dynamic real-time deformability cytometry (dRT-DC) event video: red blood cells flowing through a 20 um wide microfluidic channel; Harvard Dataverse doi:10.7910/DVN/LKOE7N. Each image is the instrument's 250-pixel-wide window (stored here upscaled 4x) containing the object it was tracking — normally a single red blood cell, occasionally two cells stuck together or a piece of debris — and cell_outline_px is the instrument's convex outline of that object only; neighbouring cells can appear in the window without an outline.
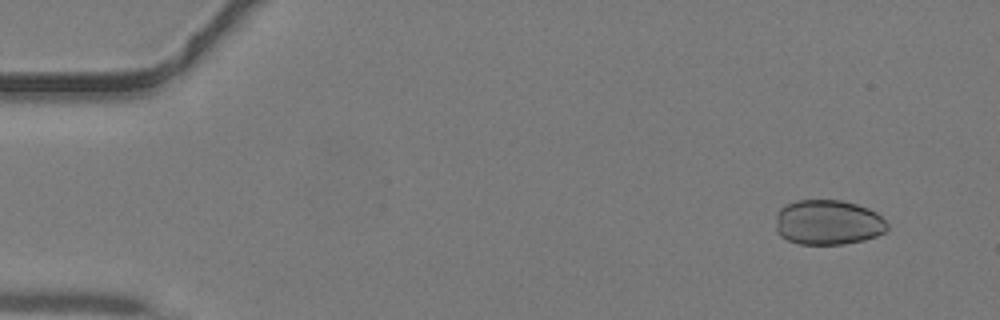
{"species": "common noctule bat (a hibernating species)", "species_latin": "Nyctalus noctula", "temperature_condition": "warm", "stored_images_in_passage": 44, "camera_frame_rate_fps": 3000, "um_per_image_px": 0.085, "animal": {"sex": "male", "body_mass_g": 19.2, "forearm_length_mm": 51.8}, "frame": {"image": 1, "passage_image": 4, "time_ms": 1.0, "image_size_px": [1000, 320], "cell_outline_px": [[888, 228], [884, 232], [876, 236], [864, 240], [844, 244], [800, 244], [788, 240], [780, 236], [776, 232], [776, 212], [784, 204], [796, 200], [840, 200], [856, 204], [868, 208], [876, 212], [888, 224]], "centroid_in_image_um": [70.35, 18.9], "position_along_channel_um": 14.7, "area_um2": 29.48}}
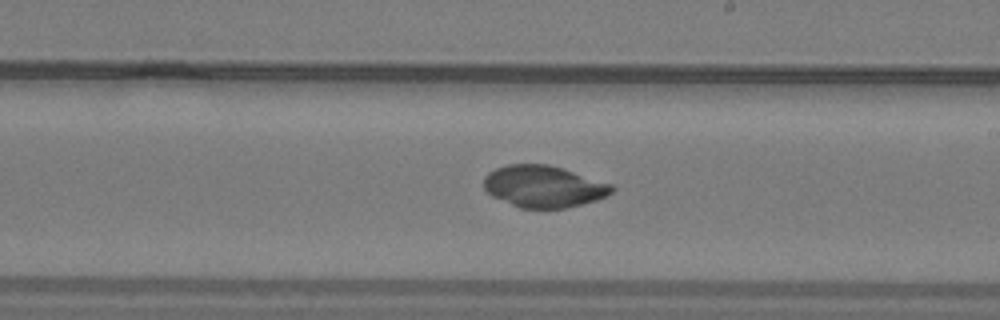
{"frame": {"image": 2, "passage_image": 26, "time_ms": 8.333, "image_size_px": [1000, 320], "cell_outline_px": [[616, 188], [612, 192], [596, 200], [564, 208], [520, 208], [492, 196], [484, 188], [484, 176], [488, 172], [496, 168], [508, 164], [548, 164], [612, 184]], "centroid_in_image_um": [46.18, 15.84], "position_along_channel_um": 242.8, "area_um2": 30.92}}
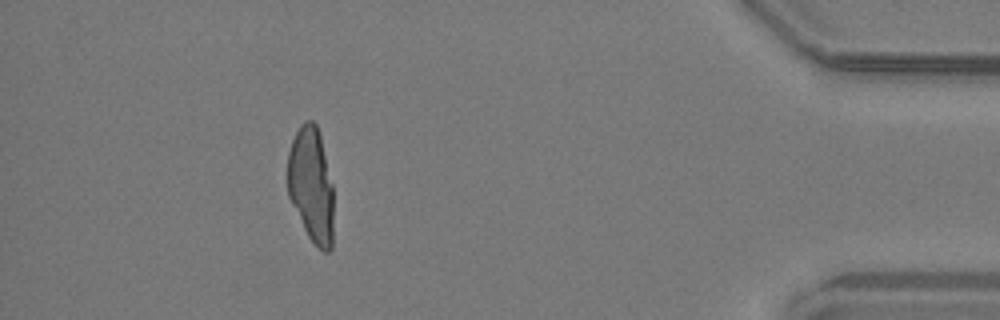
{"frame": {"image": 3, "passage_image": 40, "time_ms": 13.0, "image_size_px": [1000, 320], "cell_outline_px": [[332, 248], [328, 252], [324, 252], [308, 236], [288, 196], [288, 152], [292, 140], [300, 124], [308, 120], [312, 120], [316, 124], [320, 136], [332, 184]], "centroid_in_image_um": [26.44, 15.7], "position_along_channel_um": 408.8, "area_um2": 30.4}}